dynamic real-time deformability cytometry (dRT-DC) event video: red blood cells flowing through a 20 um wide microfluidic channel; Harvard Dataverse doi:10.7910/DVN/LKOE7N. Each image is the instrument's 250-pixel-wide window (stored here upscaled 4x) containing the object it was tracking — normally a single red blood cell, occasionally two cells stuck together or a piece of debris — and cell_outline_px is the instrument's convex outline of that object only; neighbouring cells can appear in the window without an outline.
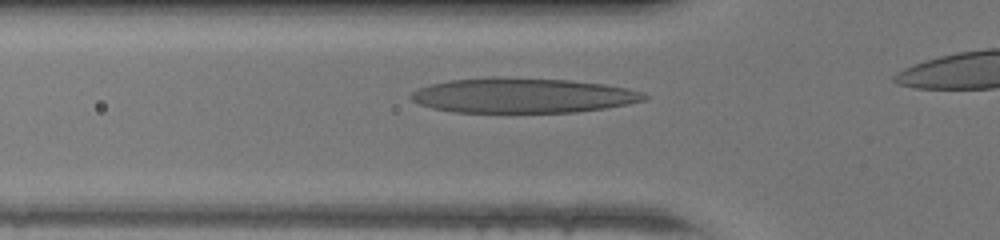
{"species": "human", "species_latin": "Homo sapiens", "temperature_condition": "warm", "stored_images_in_passage": 9, "camera_frame_rate_fps": 3000, "um_per_image_px": 0.085, "donor": {"sex": "female"}, "frame": {"image": 1, "passage_image": 4, "time_ms": 1.0, "image_size_px": [1000, 240], "cell_outline_px": [[648, 96], [644, 100], [628, 104], [604, 108], [576, 112], [456, 112], [432, 108], [420, 104], [412, 100], [408, 96], [412, 92], [420, 88], [432, 84], [448, 80], [496, 76], [568, 80], [604, 84], [628, 88], [644, 92]], "centroid_in_image_um": [44.43, 8.11], "position_along_channel_um": 81.4, "area_um2": 47.51}}
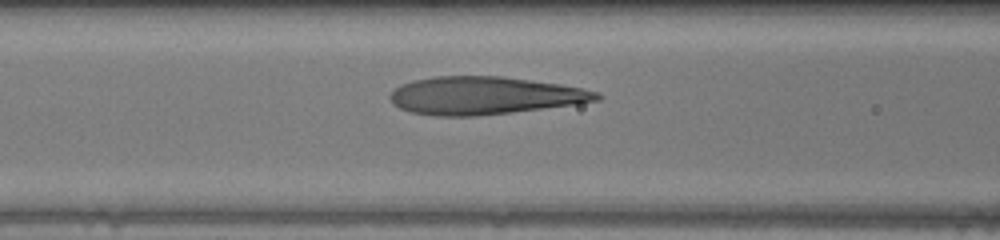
{"frame": {"image": 2, "passage_image": 7, "time_ms": 2.0, "image_size_px": [1000, 240], "cell_outline_px": [[604, 96], [600, 100], [576, 104], [512, 112], [476, 116], [436, 116], [412, 112], [400, 108], [392, 104], [388, 96], [392, 88], [400, 84], [412, 80], [436, 76], [504, 76], [560, 84], [584, 88], [600, 92]], "centroid_in_image_um": [41.17, 8.12], "position_along_channel_um": 125.4, "area_um2": 45.95}}